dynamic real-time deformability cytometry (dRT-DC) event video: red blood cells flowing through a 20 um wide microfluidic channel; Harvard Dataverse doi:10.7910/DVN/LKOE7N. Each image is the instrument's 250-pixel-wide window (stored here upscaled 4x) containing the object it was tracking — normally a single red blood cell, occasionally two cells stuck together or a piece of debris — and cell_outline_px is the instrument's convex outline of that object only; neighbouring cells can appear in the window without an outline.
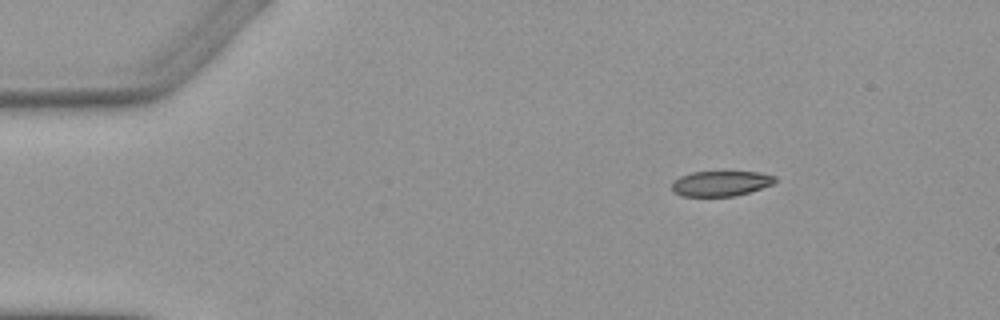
{"species": "Egyptian fruit bat (a non-hibernating species)", "species_latin": "Rousettus aegyptiacus", "temperature_condition": "warm", "stored_images_in_passage": 3, "camera_frame_rate_fps": 3000, "um_per_image_px": 0.085, "animal": {"sex": "female"}, "frame": {"image": 1, "passage_image": 3, "time_ms": 2.333, "image_size_px": [1000, 320], "cell_outline_px": [[776, 180], [772, 184], [736, 196], [680, 196], [672, 192], [672, 184], [680, 176], [692, 172], [760, 172], [776, 176]], "centroid_in_image_um": [61.25, 15.6], "position_along_channel_um": 23.8, "area_um2": 15.09}}